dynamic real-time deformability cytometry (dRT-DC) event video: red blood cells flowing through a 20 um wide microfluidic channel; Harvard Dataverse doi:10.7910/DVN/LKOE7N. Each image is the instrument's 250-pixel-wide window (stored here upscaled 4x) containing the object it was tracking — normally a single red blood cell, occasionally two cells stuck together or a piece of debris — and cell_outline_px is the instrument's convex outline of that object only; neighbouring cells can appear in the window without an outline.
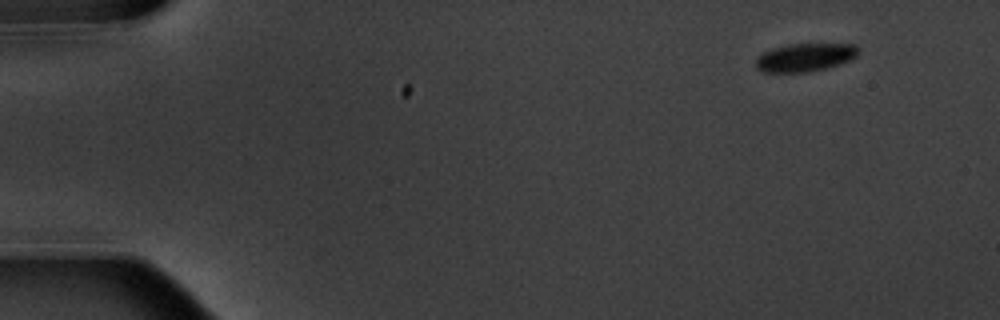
{"species": "common noctule bat (a hibernating species)", "species_latin": "Nyctalus noctula", "temperature_condition": "warm", "stored_images_in_passage": 8, "camera_frame_rate_fps": 3000, "um_per_image_px": 0.085, "animal": {"sex": "male", "body_mass_g": 20.1, "forearm_length_mm": 53.5}, "frame": {"image": 1, "passage_image": 1, "time_ms": 0.0, "image_size_px": [1000, 320], "cell_outline_px": [[856, 56], [848, 60], [824, 68], [808, 72], [764, 72], [756, 68], [756, 60], [764, 52], [772, 48], [788, 44], [856, 44]], "centroid_in_image_um": [68.37, 4.87], "position_along_channel_um": 16.6, "area_um2": 16.42}}
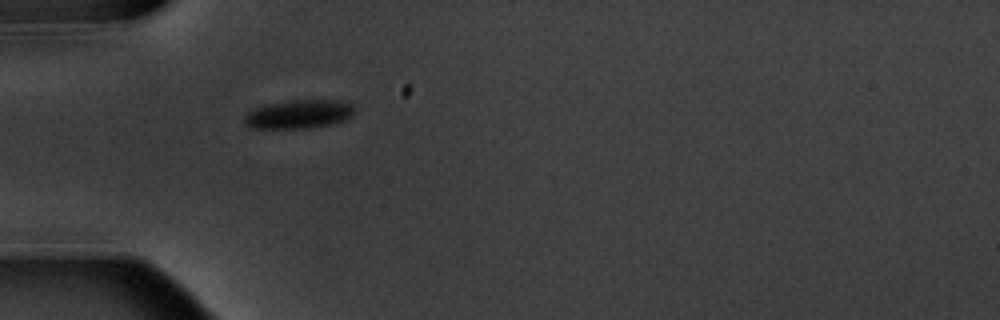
{"frame": {"image": 2, "passage_image": 4, "time_ms": 4.333, "image_size_px": [1000, 320], "cell_outline_px": [[356, 112], [352, 116], [344, 120], [328, 124], [308, 128], [248, 128], [244, 124], [244, 116], [248, 112], [264, 104], [288, 100], [348, 100], [352, 104]], "centroid_in_image_um": [25.41, 9.69], "position_along_channel_um": 59.6, "area_um2": 18.67}}
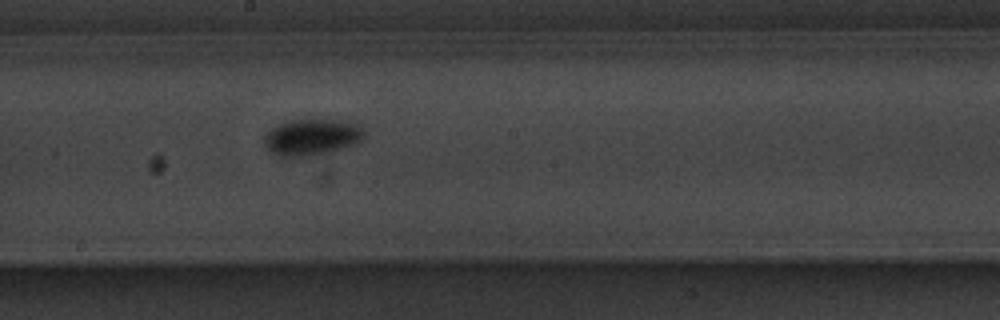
{"frame": {"image": 3, "passage_image": 8, "time_ms": 9.0, "image_size_px": [1000, 320], "cell_outline_px": [[364, 136], [360, 140], [344, 148], [308, 156], [284, 156], [272, 152], [264, 144], [264, 136], [272, 128], [288, 120], [348, 120], [360, 124], [364, 128]], "centroid_in_image_um": [26.54, 11.63], "position_along_channel_um": 221.7, "area_um2": 20.92}}